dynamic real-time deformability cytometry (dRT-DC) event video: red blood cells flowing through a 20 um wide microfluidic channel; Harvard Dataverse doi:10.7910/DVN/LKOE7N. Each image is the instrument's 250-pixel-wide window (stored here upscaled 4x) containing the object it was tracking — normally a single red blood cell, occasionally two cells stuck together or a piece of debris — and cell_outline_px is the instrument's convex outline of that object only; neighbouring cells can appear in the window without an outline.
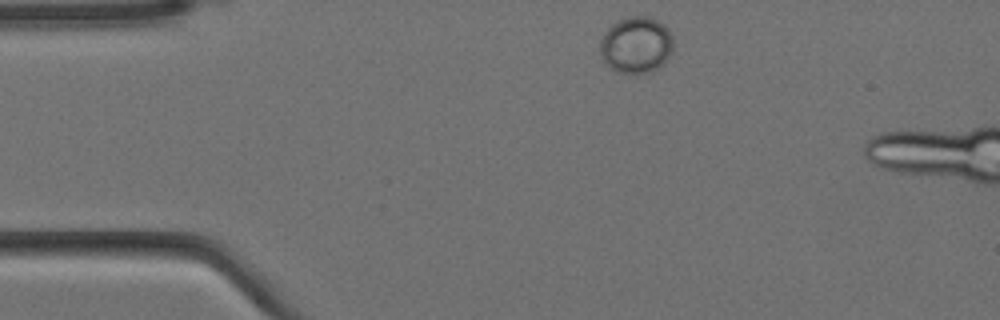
{"species": "Egyptian fruit bat (a non-hibernating species)", "species_latin": "Rousettus aegyptiacus", "temperature_condition": "cold", "stored_images_in_passage": 2, "camera_frame_rate_fps": 3000, "um_per_image_px": 0.085, "animal": {"sex": "female"}, "frame": {"image": 1, "passage_image": 1, "time_ms": 0.0, "image_size_px": [1000, 320], "cell_outline_px": [[672, 52], [668, 60], [660, 68], [652, 72], [616, 72], [600, 56], [600, 40], [604, 32], [612, 24], [628, 16], [644, 16], [656, 20], [664, 24], [668, 28], [672, 36]], "centroid_in_image_um": [54.09, 3.82], "position_along_channel_um": 30.9, "area_um2": 24.16}}